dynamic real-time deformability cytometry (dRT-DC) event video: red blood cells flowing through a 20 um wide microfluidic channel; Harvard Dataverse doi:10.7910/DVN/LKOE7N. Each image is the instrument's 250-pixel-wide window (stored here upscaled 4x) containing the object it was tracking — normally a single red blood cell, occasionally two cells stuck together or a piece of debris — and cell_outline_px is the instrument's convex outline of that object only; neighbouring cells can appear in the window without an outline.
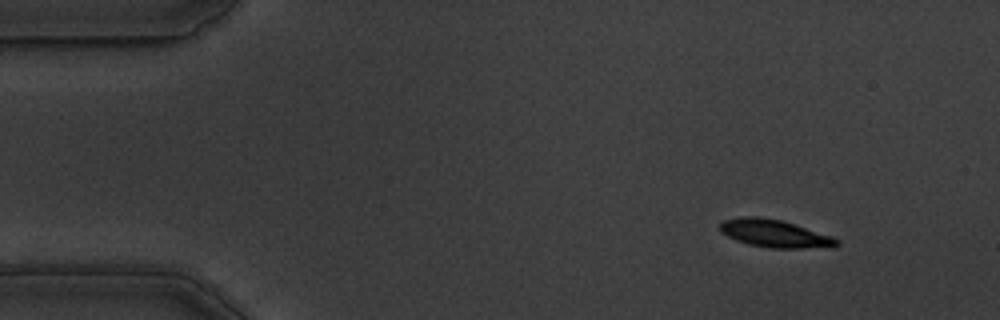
{"species": "common noctule bat (a hibernating species)", "species_latin": "Nyctalus noctula", "temperature_condition": "warm", "stored_images_in_passage": 51, "camera_frame_rate_fps": 3000, "um_per_image_px": 0.085, "animal": {"sex": "male", "body_mass_g": 19.5, "forearm_length_mm": 54.6}, "frame": {"image": 1, "passage_image": 1, "time_ms": 0.0, "image_size_px": [1000, 320], "cell_outline_px": [[840, 244], [836, 248], [768, 248], [748, 244], [736, 240], [720, 232], [720, 224], [724, 220], [744, 216], [760, 216], [784, 220], [832, 236], [840, 240]], "centroid_in_image_um": [65.92, 19.85], "position_along_channel_um": 19.1, "area_um2": 19.25}}
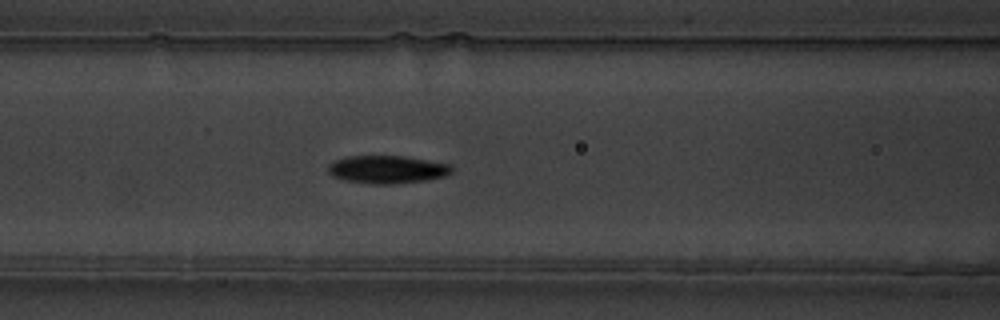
{"frame": {"image": 2, "passage_image": 18, "time_ms": 5.667, "image_size_px": [1000, 320], "cell_outline_px": [[452, 172], [444, 176], [424, 180], [396, 184], [372, 184], [344, 180], [332, 176], [328, 172], [328, 164], [336, 160], [348, 156], [404, 156], [452, 164]], "centroid_in_image_um": [32.9, 14.4], "position_along_channel_um": 133.7, "area_um2": 20.11}}
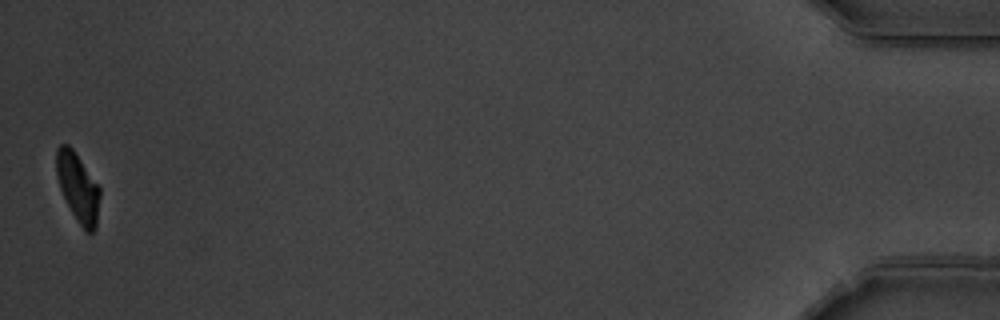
{"frame": {"image": 3, "passage_image": 51, "time_ms": 16.667, "image_size_px": [1000, 320], "cell_outline_px": [[100, 196], [96, 228], [92, 232], [84, 232], [72, 212], [60, 188], [56, 176], [56, 148], [60, 144], [68, 144], [72, 148], [100, 188]], "centroid_in_image_um": [6.62, 15.93], "position_along_channel_um": 428.6, "area_um2": 17.28}, "authors_computed_cell_mechanics": {"area_um2": 19.652, "velocity_mm_per_s": 3.5406, "shape_relaxation_time_tau1_ms": 2.4632, "shape_relaxation_time_tau2_ms": 6.506, "deformation_change_tau1": 0.1446, "deformation_change_tau2": 0.1042}}